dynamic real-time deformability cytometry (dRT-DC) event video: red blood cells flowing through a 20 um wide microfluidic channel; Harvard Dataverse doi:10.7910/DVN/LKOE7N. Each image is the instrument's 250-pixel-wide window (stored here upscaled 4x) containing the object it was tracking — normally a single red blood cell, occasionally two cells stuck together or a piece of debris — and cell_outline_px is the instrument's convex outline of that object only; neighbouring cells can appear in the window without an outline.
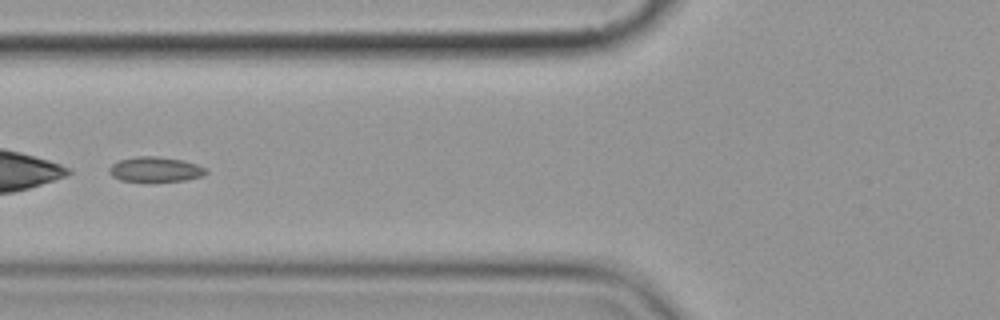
{"species": "common noctule bat (a hibernating species)", "species_latin": "Nyctalus noctula", "temperature_condition": "cold", "stored_images_in_passage": 9, "camera_frame_rate_fps": 3000, "um_per_image_px": 0.085, "animal": {"sex": "female", "body_mass_g": 19.9}, "frame": {"image": 1, "passage_image": 7, "time_ms": 7.0, "image_size_px": [1000, 320], "cell_outline_px": [[208, 172], [204, 176], [184, 180], [120, 180], [112, 176], [108, 172], [108, 168], [112, 164], [120, 160], [136, 156], [156, 156], [180, 160], [196, 164], [204, 168]], "centroid_in_image_um": [13.18, 14.38], "position_along_channel_um": 112.6, "area_um2": 13.7}}
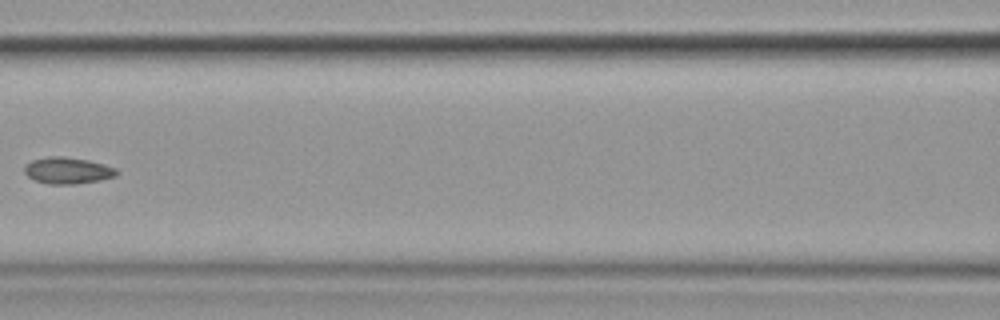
{"frame": {"image": 2, "passage_image": 8, "time_ms": 8.333, "image_size_px": [1000, 320], "cell_outline_px": [[120, 172], [116, 176], [100, 180], [76, 184], [48, 184], [36, 180], [28, 176], [24, 172], [24, 168], [32, 160], [48, 156], [60, 156], [88, 160], [104, 164], [116, 168]], "centroid_in_image_um": [5.78, 14.5], "position_along_channel_um": 160.8, "area_um2": 14.22}}
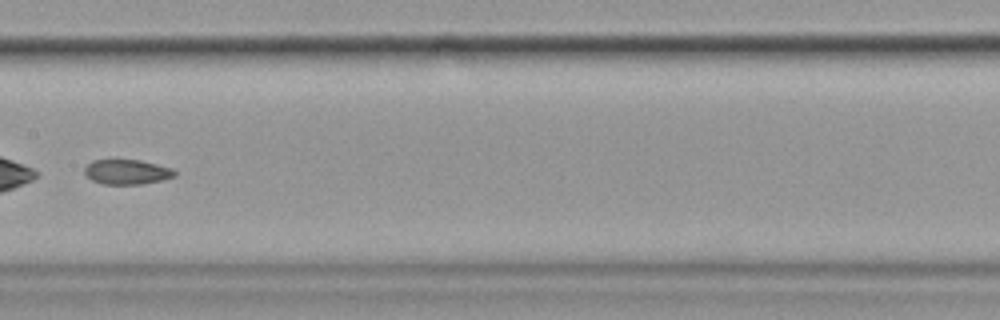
{"frame": {"image": 3, "passage_image": 9, "time_ms": 9.333, "image_size_px": [1000, 320], "cell_outline_px": [[176, 176], [160, 180], [140, 184], [104, 184], [92, 180], [84, 172], [84, 168], [92, 160], [140, 160], [172, 168], [176, 172]], "centroid_in_image_um": [10.79, 14.61], "position_along_channel_um": 196.6, "area_um2": 12.89}}